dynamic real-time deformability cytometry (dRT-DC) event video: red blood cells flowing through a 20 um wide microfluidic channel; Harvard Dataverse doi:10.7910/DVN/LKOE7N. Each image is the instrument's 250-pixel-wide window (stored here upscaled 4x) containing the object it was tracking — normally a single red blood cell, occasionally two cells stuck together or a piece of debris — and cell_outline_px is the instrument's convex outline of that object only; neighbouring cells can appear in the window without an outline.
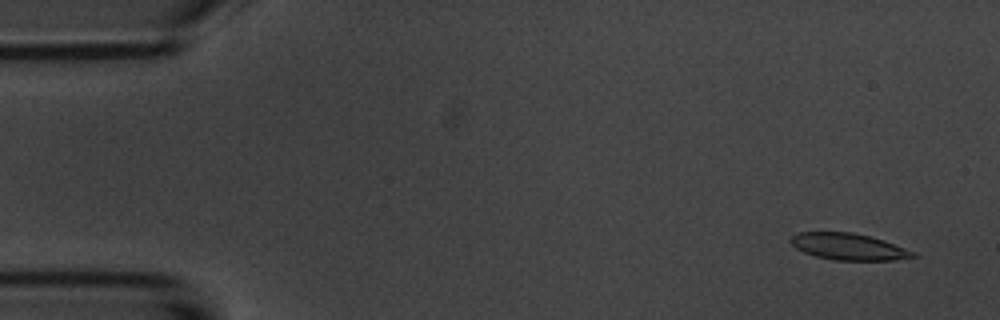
{"species": "common noctule bat (a hibernating species)", "species_latin": "Nyctalus noctula", "temperature_condition": "room temperature", "stored_images_in_passage": 6, "camera_frame_rate_fps": 3000, "um_per_image_px": 0.085, "animal": {"sex": "male", "body_mass_g": 20.1, "forearm_length_mm": 53.5}, "frame": {"image": 1, "passage_image": 1, "time_ms": 0.0, "image_size_px": [1000, 320], "cell_outline_px": [[920, 256], [896, 260], [836, 260], [816, 256], [804, 252], [796, 248], [788, 240], [792, 236], [800, 232], [852, 232], [884, 240], [916, 252]], "centroid_in_image_um": [72.16, 20.97], "position_along_channel_um": 12.8, "area_um2": 18.96}}
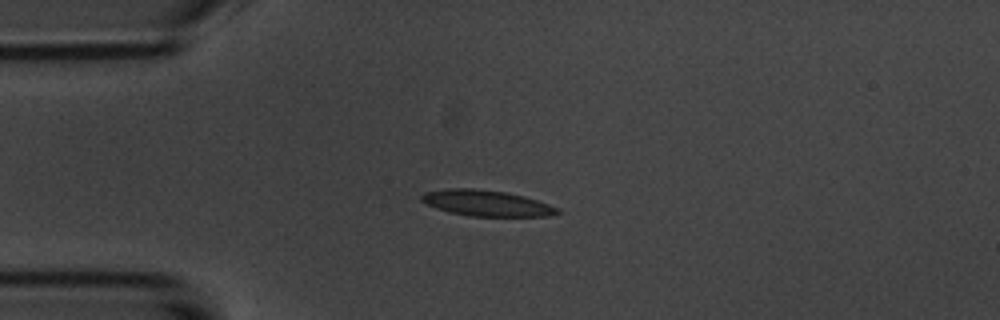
{"frame": {"image": 2, "passage_image": 4, "time_ms": 3.333, "image_size_px": [1000, 320], "cell_outline_px": [[564, 212], [548, 216], [468, 216], [448, 212], [436, 208], [420, 200], [420, 196], [424, 192], [448, 188], [472, 188], [504, 192], [524, 196], [560, 208]], "centroid_in_image_um": [41.36, 17.27], "position_along_channel_um": 43.6, "area_um2": 20.58}}
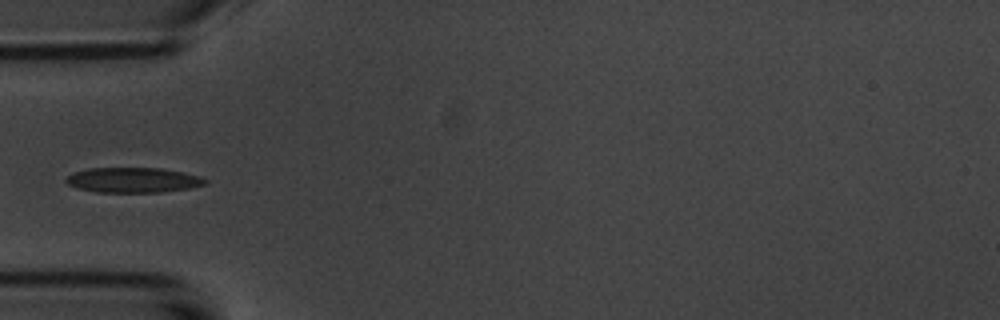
{"frame": {"image": 3, "passage_image": 5, "time_ms": 4.667, "image_size_px": [1000, 320], "cell_outline_px": [[208, 180], [204, 184], [188, 188], [160, 192], [96, 192], [76, 188], [68, 184], [64, 180], [72, 172], [88, 168], [160, 168], [200, 176]], "centroid_in_image_um": [11.25, 15.3], "position_along_channel_um": 73.8, "area_um2": 20.23}}